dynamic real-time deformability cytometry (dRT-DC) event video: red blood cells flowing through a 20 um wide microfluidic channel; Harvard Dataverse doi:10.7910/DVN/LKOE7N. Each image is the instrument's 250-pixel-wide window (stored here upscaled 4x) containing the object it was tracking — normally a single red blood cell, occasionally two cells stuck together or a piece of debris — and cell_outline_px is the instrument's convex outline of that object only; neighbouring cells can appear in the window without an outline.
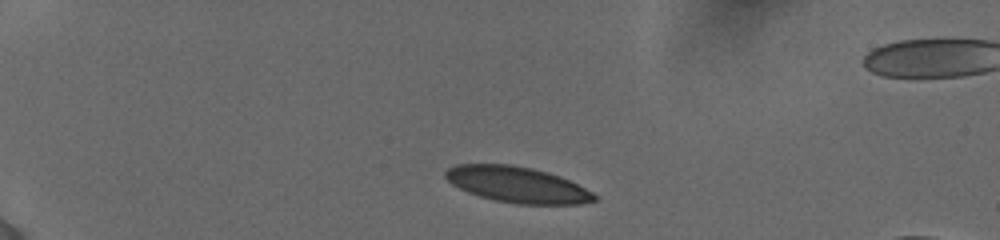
{"species": "human", "species_latin": "Homo sapiens", "temperature_condition": "cold", "stored_images_in_passage": 51, "camera_frame_rate_fps": 3000, "um_per_image_px": 0.085, "donor": {"sex": "female"}, "frame": {"image": 1, "passage_image": 1, "time_ms": 0.0, "image_size_px": [1000, 240], "cell_outline_px": [[596, 200], [580, 204], [516, 204], [496, 200], [480, 196], [468, 192], [452, 184], [444, 176], [444, 172], [448, 168], [456, 164], [512, 164], [532, 168], [548, 172], [560, 176], [592, 192], [596, 196]], "centroid_in_image_um": [43.94, 15.68], "position_along_channel_um": 41.1, "area_um2": 30.98}}
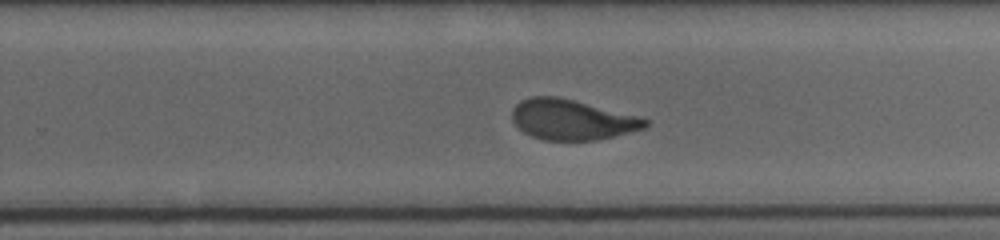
{"frame": {"image": 2, "passage_image": 35, "time_ms": 8.0, "image_size_px": [1000, 240], "cell_outline_px": [[648, 124], [644, 128], [616, 136], [596, 140], [544, 140], [532, 136], [524, 132], [512, 120], [512, 108], [520, 100], [532, 96], [556, 96], [636, 116], [648, 120]], "centroid_in_image_um": [48.57, 10.18], "position_along_channel_um": 281.2, "area_um2": 30.87}}
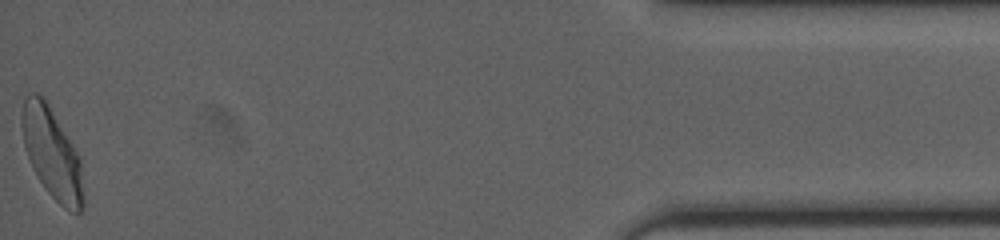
{"frame": {"image": 3, "passage_image": 51, "time_ms": 13.667, "image_size_px": [1000, 240], "cell_outline_px": [[84, 208], [80, 212], [68, 212], [48, 192], [40, 180], [28, 156], [24, 144], [20, 124], [20, 116], [24, 100], [28, 92], [36, 92], [48, 104], [80, 156], [84, 196]], "centroid_in_image_um": [4.43, 13.03], "position_along_channel_um": 430.8, "area_um2": 32.31}, "authors_computed_cell_mechanics": {"area_um2": 32.3102, "velocity_mm_per_s": 3.8718, "shape_relaxation_time_tau1_ms": 5.1434, "shape_relaxation_time_tau2_ms": 0.9502, "deformation_change_tau1": 0.1949, "deformation_change_tau2": 0.0836}}